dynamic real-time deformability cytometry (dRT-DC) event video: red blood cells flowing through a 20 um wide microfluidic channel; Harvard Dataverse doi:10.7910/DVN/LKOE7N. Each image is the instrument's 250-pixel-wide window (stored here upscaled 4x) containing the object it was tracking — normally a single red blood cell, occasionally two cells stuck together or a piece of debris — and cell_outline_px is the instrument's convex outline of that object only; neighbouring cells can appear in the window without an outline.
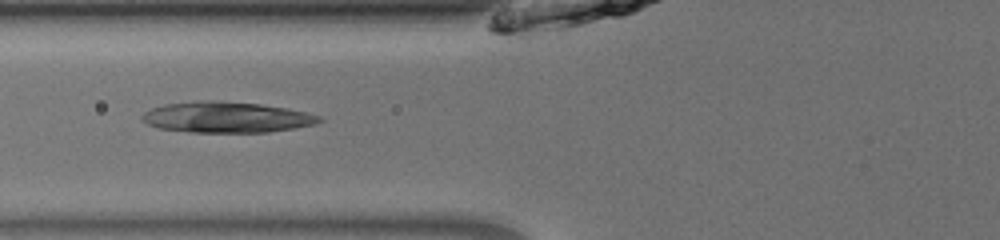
{"species": "common noctule bat (a hibernating species)", "species_latin": "Nyctalus noctula", "temperature_condition": "room temperature", "stored_images_in_passage": 34, "camera_frame_rate_fps": 3000, "um_per_image_px": 0.085, "animal": {"sex": "male", "body_mass_g": 13.0, "forearm_length_mm": 53.1}, "frame": {"image": 1, "passage_image": 6, "time_ms": 1.667, "image_size_px": [1000, 240], "cell_outline_px": [[324, 120], [316, 124], [296, 128], [268, 132], [192, 132], [160, 128], [148, 124], [140, 120], [140, 116], [144, 112], [152, 108], [164, 104], [208, 100], [212, 100], [260, 104], [288, 108], [320, 116]], "centroid_in_image_um": [19.26, 9.97], "position_along_channel_um": 106.5, "area_um2": 31.79}, "authors_computed_cell_mechanics": {"area_um2": 19.9988, "velocity_mm_per_s": 3.9111, "shape_relaxation_time_tau1_ms": 0.6301, "shape_relaxation_time_tau2_ms": null, "deformation_change_tau1": 0.0408, "deformation_change_tau2": null}}